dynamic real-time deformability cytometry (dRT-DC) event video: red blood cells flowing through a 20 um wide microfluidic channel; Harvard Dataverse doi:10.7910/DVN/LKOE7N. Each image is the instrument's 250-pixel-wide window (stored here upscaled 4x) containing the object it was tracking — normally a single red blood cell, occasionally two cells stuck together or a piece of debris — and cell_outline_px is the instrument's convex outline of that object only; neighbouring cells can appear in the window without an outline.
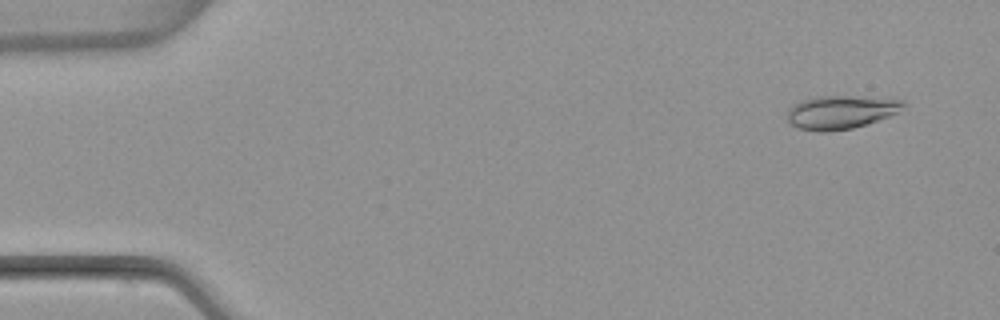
{"species": "common noctule bat (a hibernating species)", "species_latin": "Nyctalus noctula", "temperature_condition": "warm", "stored_images_in_passage": 4, "camera_frame_rate_fps": 3000, "um_per_image_px": 0.085, "animal": {"sex": "female", "body_mass_g": 22.7, "forearm_length_mm": 54.2}, "frame": {"image": 1, "passage_image": 1, "time_ms": 0.0, "image_size_px": [1000, 320], "cell_outline_px": [[904, 104], [896, 112], [888, 116], [868, 124], [852, 128], [828, 132], [820, 132], [796, 128], [784, 116], [788, 108], [792, 104], [800, 100], [820, 96], [896, 96], [904, 100]], "centroid_in_image_um": [71.46, 9.51], "position_along_channel_um": 13.5, "area_um2": 23.29}}
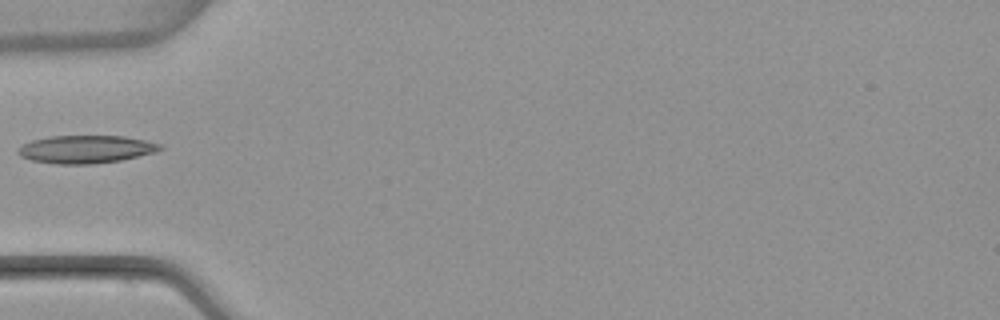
{"frame": {"image": 2, "passage_image": 4, "time_ms": 4.667, "image_size_px": [1000, 320], "cell_outline_px": [[164, 148], [156, 152], [120, 160], [92, 164], [56, 164], [32, 160], [20, 156], [16, 152], [24, 144], [32, 140], [52, 136], [124, 136], [144, 140], [160, 144]], "centroid_in_image_um": [7.31, 12.69], "position_along_channel_um": 77.7, "area_um2": 22.89}}